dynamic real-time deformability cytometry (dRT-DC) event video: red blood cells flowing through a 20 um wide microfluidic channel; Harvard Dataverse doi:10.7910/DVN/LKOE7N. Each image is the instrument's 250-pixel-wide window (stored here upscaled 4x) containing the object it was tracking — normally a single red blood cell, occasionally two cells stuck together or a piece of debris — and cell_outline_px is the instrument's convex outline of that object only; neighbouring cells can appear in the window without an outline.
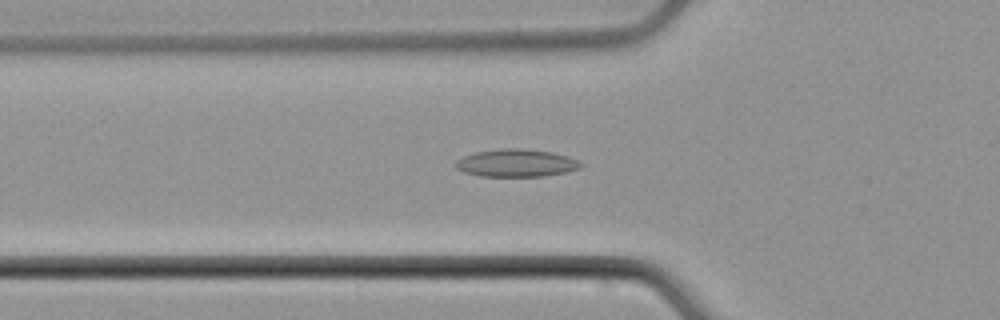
{"species": "common noctule bat (a hibernating species)", "species_latin": "Nyctalus noctula", "temperature_condition": "cold", "stored_images_in_passage": 52, "camera_frame_rate_fps": 3000, "um_per_image_px": 0.085, "animal": {"sex": "male", "body_mass_g": 21.5, "forearm_length_mm": 52.0}, "frame": {"image": 1, "passage_image": 19, "time_ms": 6.0, "image_size_px": [1000, 320], "cell_outline_px": [[584, 164], [580, 168], [564, 172], [544, 176], [480, 176], [464, 172], [456, 168], [456, 160], [464, 156], [476, 152], [500, 148], [520, 148], [552, 152], [576, 160]], "centroid_in_image_um": [43.85, 13.85], "position_along_channel_um": 81.9, "area_um2": 19.94}}
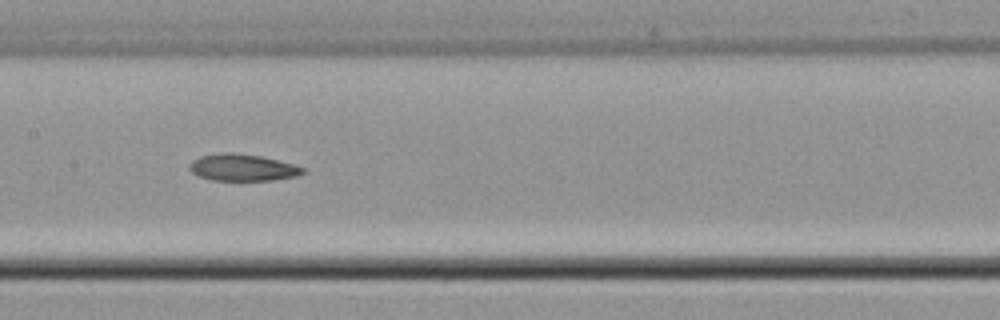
{"frame": {"image": 2, "passage_image": 27, "time_ms": 8.667, "image_size_px": [1000, 320], "cell_outline_px": [[304, 172], [296, 176], [272, 180], [212, 180], [196, 176], [188, 168], [188, 164], [192, 160], [200, 156], [220, 152], [232, 152], [260, 156], [292, 164], [304, 168]], "centroid_in_image_um": [20.53, 14.23], "position_along_channel_um": 186.9, "area_um2": 17.69}}
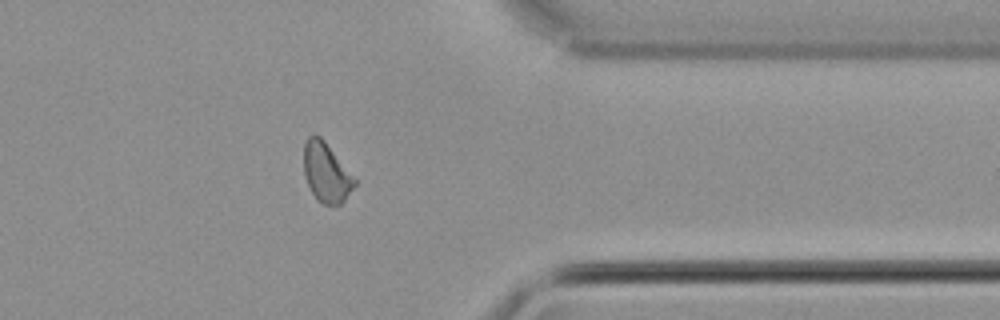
{"frame": {"image": 3, "passage_image": 43, "time_ms": 14.0, "image_size_px": [1000, 320], "cell_outline_px": [[356, 184], [344, 200], [340, 204], [324, 204], [316, 200], [304, 176], [304, 144], [308, 136], [320, 136], [324, 140], [356, 180]], "centroid_in_image_um": [27.71, 14.67], "position_along_channel_um": 383.7, "area_um2": 17.22}, "authors_computed_cell_mechanics": {"area_um2": 18.5827, "velocity_mm_per_s": 3.9211, "shape_relaxation_time_tau1_ms": null, "shape_relaxation_time_tau2_ms": 3.1075, "deformation_change_tau1": null, "deformation_change_tau2": 0.0808}}